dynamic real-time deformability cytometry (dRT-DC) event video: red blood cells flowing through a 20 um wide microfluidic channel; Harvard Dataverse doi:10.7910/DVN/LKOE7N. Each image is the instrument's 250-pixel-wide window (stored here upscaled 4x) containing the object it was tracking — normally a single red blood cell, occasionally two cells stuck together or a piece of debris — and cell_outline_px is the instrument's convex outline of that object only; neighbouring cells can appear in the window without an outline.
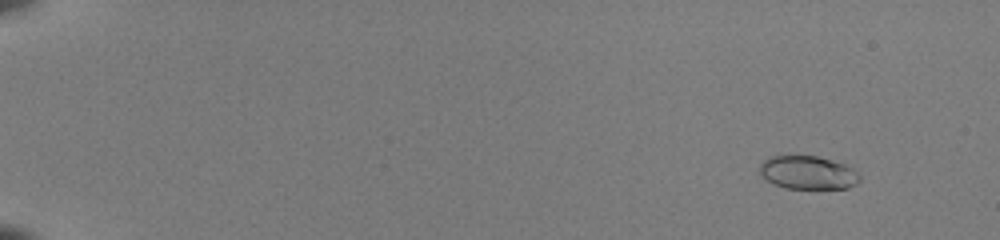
{"species": "common noctule bat (a hibernating species)", "species_latin": "Nyctalus noctula", "temperature_condition": "room temperature", "stored_images_in_passage": 49, "camera_frame_rate_fps": 3000, "um_per_image_px": 0.085, "animal": {"sex": "female", "body_mass_g": 22.0, "forearm_length_mm": 56.7}, "frame": {"image": 1, "passage_image": 2, "time_ms": 0.333, "image_size_px": [1000, 240], "cell_outline_px": [[860, 180], [856, 184], [848, 188], [784, 188], [760, 176], [760, 164], [768, 156], [788, 152], [816, 156], [844, 164], [852, 168], [860, 176]], "centroid_in_image_um": [68.61, 14.62], "position_along_channel_um": 16.4, "area_um2": 19.94}}
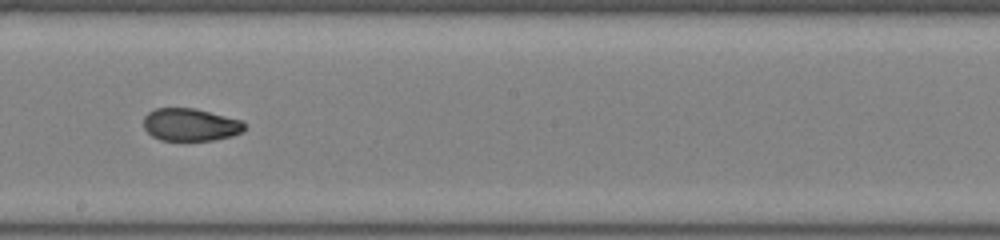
{"frame": {"image": 2, "passage_image": 30, "time_ms": 9.667, "image_size_px": [1000, 240], "cell_outline_px": [[244, 132], [232, 136], [212, 140], [160, 140], [152, 136], [144, 128], [144, 116], [148, 112], [156, 108], [196, 108], [244, 120]], "centroid_in_image_um": [16.21, 10.59], "position_along_channel_um": 232.0, "area_um2": 19.36}}
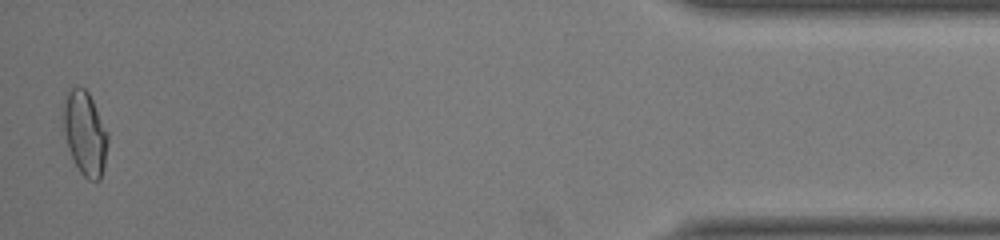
{"frame": {"image": 3, "passage_image": 49, "time_ms": 16.0, "image_size_px": [1000, 240], "cell_outline_px": [[108, 140], [104, 168], [100, 180], [88, 180], [80, 172], [68, 148], [64, 132], [64, 104], [68, 88], [76, 84], [84, 88], [88, 92], [108, 132]], "centroid_in_image_um": [7.23, 11.3], "position_along_channel_um": 428.0, "area_um2": 21.68}, "authors_computed_cell_mechanics": {"area_um2": 19.9988, "velocity_mm_per_s": 4.107, "shape_relaxation_time_tau1_ms": 5.3832, "shape_relaxation_time_tau2_ms": 1.3536, "deformation_change_tau1": 0.1827, "deformation_change_tau2": 0.0547}}